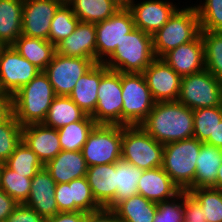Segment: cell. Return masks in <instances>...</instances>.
I'll list each match as a JSON object with an SVG mask.
<instances>
[{
  "label": "cell",
  "mask_w": 222,
  "mask_h": 222,
  "mask_svg": "<svg viewBox=\"0 0 222 222\" xmlns=\"http://www.w3.org/2000/svg\"><path fill=\"white\" fill-rule=\"evenodd\" d=\"M201 32L198 13L194 5L178 9L167 23L152 35L156 58H162L176 47L195 40Z\"/></svg>",
  "instance_id": "277c9868"
},
{
  "label": "cell",
  "mask_w": 222,
  "mask_h": 222,
  "mask_svg": "<svg viewBox=\"0 0 222 222\" xmlns=\"http://www.w3.org/2000/svg\"><path fill=\"white\" fill-rule=\"evenodd\" d=\"M177 101L191 110L222 105V82L207 69L181 77Z\"/></svg>",
  "instance_id": "9c48e42d"
},
{
  "label": "cell",
  "mask_w": 222,
  "mask_h": 222,
  "mask_svg": "<svg viewBox=\"0 0 222 222\" xmlns=\"http://www.w3.org/2000/svg\"><path fill=\"white\" fill-rule=\"evenodd\" d=\"M158 203L140 194L119 202L112 210L121 222H153Z\"/></svg>",
  "instance_id": "f1b7e54d"
},
{
  "label": "cell",
  "mask_w": 222,
  "mask_h": 222,
  "mask_svg": "<svg viewBox=\"0 0 222 222\" xmlns=\"http://www.w3.org/2000/svg\"><path fill=\"white\" fill-rule=\"evenodd\" d=\"M60 5L56 0H24L21 34L48 40L51 21Z\"/></svg>",
  "instance_id": "e0dca14e"
},
{
  "label": "cell",
  "mask_w": 222,
  "mask_h": 222,
  "mask_svg": "<svg viewBox=\"0 0 222 222\" xmlns=\"http://www.w3.org/2000/svg\"><path fill=\"white\" fill-rule=\"evenodd\" d=\"M176 4L168 0H133L128 10L131 12L135 28L153 35L161 29L178 9Z\"/></svg>",
  "instance_id": "2e32d148"
},
{
  "label": "cell",
  "mask_w": 222,
  "mask_h": 222,
  "mask_svg": "<svg viewBox=\"0 0 222 222\" xmlns=\"http://www.w3.org/2000/svg\"><path fill=\"white\" fill-rule=\"evenodd\" d=\"M4 164H5V162L0 160V177H1V171H2V168H3Z\"/></svg>",
  "instance_id": "db71d44e"
},
{
  "label": "cell",
  "mask_w": 222,
  "mask_h": 222,
  "mask_svg": "<svg viewBox=\"0 0 222 222\" xmlns=\"http://www.w3.org/2000/svg\"><path fill=\"white\" fill-rule=\"evenodd\" d=\"M203 208L206 222H222V190L217 188H195L189 192Z\"/></svg>",
  "instance_id": "f35d334b"
},
{
  "label": "cell",
  "mask_w": 222,
  "mask_h": 222,
  "mask_svg": "<svg viewBox=\"0 0 222 222\" xmlns=\"http://www.w3.org/2000/svg\"><path fill=\"white\" fill-rule=\"evenodd\" d=\"M143 171L122 159L116 162V196L107 208L113 209L119 202L138 194L137 185Z\"/></svg>",
  "instance_id": "4dcf8cb0"
},
{
  "label": "cell",
  "mask_w": 222,
  "mask_h": 222,
  "mask_svg": "<svg viewBox=\"0 0 222 222\" xmlns=\"http://www.w3.org/2000/svg\"><path fill=\"white\" fill-rule=\"evenodd\" d=\"M95 64L92 59L68 57L55 52L43 72L48 76L56 96H69L77 81Z\"/></svg>",
  "instance_id": "30bf717a"
},
{
  "label": "cell",
  "mask_w": 222,
  "mask_h": 222,
  "mask_svg": "<svg viewBox=\"0 0 222 222\" xmlns=\"http://www.w3.org/2000/svg\"><path fill=\"white\" fill-rule=\"evenodd\" d=\"M155 58L152 35L134 28L103 64L121 73H142Z\"/></svg>",
  "instance_id": "3957f363"
},
{
  "label": "cell",
  "mask_w": 222,
  "mask_h": 222,
  "mask_svg": "<svg viewBox=\"0 0 222 222\" xmlns=\"http://www.w3.org/2000/svg\"><path fill=\"white\" fill-rule=\"evenodd\" d=\"M164 145L140 125L123 126L121 159L139 169L162 167Z\"/></svg>",
  "instance_id": "8992f818"
},
{
  "label": "cell",
  "mask_w": 222,
  "mask_h": 222,
  "mask_svg": "<svg viewBox=\"0 0 222 222\" xmlns=\"http://www.w3.org/2000/svg\"><path fill=\"white\" fill-rule=\"evenodd\" d=\"M5 165L14 172L31 179L44 167L37 155L22 141L5 161Z\"/></svg>",
  "instance_id": "e575fe53"
},
{
  "label": "cell",
  "mask_w": 222,
  "mask_h": 222,
  "mask_svg": "<svg viewBox=\"0 0 222 222\" xmlns=\"http://www.w3.org/2000/svg\"><path fill=\"white\" fill-rule=\"evenodd\" d=\"M22 142L37 155L43 165L62 151L58 130L42 123L23 126Z\"/></svg>",
  "instance_id": "d6986e66"
},
{
  "label": "cell",
  "mask_w": 222,
  "mask_h": 222,
  "mask_svg": "<svg viewBox=\"0 0 222 222\" xmlns=\"http://www.w3.org/2000/svg\"><path fill=\"white\" fill-rule=\"evenodd\" d=\"M196 162L194 182L186 191L190 192L195 188H216L217 172L222 163V149L202 143Z\"/></svg>",
  "instance_id": "484cf974"
},
{
  "label": "cell",
  "mask_w": 222,
  "mask_h": 222,
  "mask_svg": "<svg viewBox=\"0 0 222 222\" xmlns=\"http://www.w3.org/2000/svg\"><path fill=\"white\" fill-rule=\"evenodd\" d=\"M41 70L22 57L12 46L0 49V92L13 96Z\"/></svg>",
  "instance_id": "7c38bea8"
},
{
  "label": "cell",
  "mask_w": 222,
  "mask_h": 222,
  "mask_svg": "<svg viewBox=\"0 0 222 222\" xmlns=\"http://www.w3.org/2000/svg\"><path fill=\"white\" fill-rule=\"evenodd\" d=\"M109 70L103 63H96L75 84L69 97L86 115L91 116L98 100V87L101 77Z\"/></svg>",
  "instance_id": "603a6c76"
},
{
  "label": "cell",
  "mask_w": 222,
  "mask_h": 222,
  "mask_svg": "<svg viewBox=\"0 0 222 222\" xmlns=\"http://www.w3.org/2000/svg\"><path fill=\"white\" fill-rule=\"evenodd\" d=\"M12 114V96L0 92V124L6 121Z\"/></svg>",
  "instance_id": "c3c4849f"
},
{
  "label": "cell",
  "mask_w": 222,
  "mask_h": 222,
  "mask_svg": "<svg viewBox=\"0 0 222 222\" xmlns=\"http://www.w3.org/2000/svg\"><path fill=\"white\" fill-rule=\"evenodd\" d=\"M86 178L96 202L108 207L116 196V163L90 166Z\"/></svg>",
  "instance_id": "d4e9b609"
},
{
  "label": "cell",
  "mask_w": 222,
  "mask_h": 222,
  "mask_svg": "<svg viewBox=\"0 0 222 222\" xmlns=\"http://www.w3.org/2000/svg\"><path fill=\"white\" fill-rule=\"evenodd\" d=\"M22 141V126L12 114L0 124V160L5 162Z\"/></svg>",
  "instance_id": "ab89813d"
},
{
  "label": "cell",
  "mask_w": 222,
  "mask_h": 222,
  "mask_svg": "<svg viewBox=\"0 0 222 222\" xmlns=\"http://www.w3.org/2000/svg\"><path fill=\"white\" fill-rule=\"evenodd\" d=\"M96 63H103L116 49L117 44L130 33L135 24L128 9H120L113 16L95 23Z\"/></svg>",
  "instance_id": "4fadbf2b"
},
{
  "label": "cell",
  "mask_w": 222,
  "mask_h": 222,
  "mask_svg": "<svg viewBox=\"0 0 222 222\" xmlns=\"http://www.w3.org/2000/svg\"><path fill=\"white\" fill-rule=\"evenodd\" d=\"M95 125L94 119L86 115L81 121L73 122L58 129L62 150L81 151Z\"/></svg>",
  "instance_id": "d6a6232c"
},
{
  "label": "cell",
  "mask_w": 222,
  "mask_h": 222,
  "mask_svg": "<svg viewBox=\"0 0 222 222\" xmlns=\"http://www.w3.org/2000/svg\"><path fill=\"white\" fill-rule=\"evenodd\" d=\"M153 222H184V191L171 200L159 202Z\"/></svg>",
  "instance_id": "b9f144b4"
},
{
  "label": "cell",
  "mask_w": 222,
  "mask_h": 222,
  "mask_svg": "<svg viewBox=\"0 0 222 222\" xmlns=\"http://www.w3.org/2000/svg\"><path fill=\"white\" fill-rule=\"evenodd\" d=\"M184 222H206L201 204L187 191H184Z\"/></svg>",
  "instance_id": "7bdbcfd3"
},
{
  "label": "cell",
  "mask_w": 222,
  "mask_h": 222,
  "mask_svg": "<svg viewBox=\"0 0 222 222\" xmlns=\"http://www.w3.org/2000/svg\"><path fill=\"white\" fill-rule=\"evenodd\" d=\"M137 189L138 194L156 203L171 200L182 192L162 167L144 170Z\"/></svg>",
  "instance_id": "7402d4cb"
},
{
  "label": "cell",
  "mask_w": 222,
  "mask_h": 222,
  "mask_svg": "<svg viewBox=\"0 0 222 222\" xmlns=\"http://www.w3.org/2000/svg\"><path fill=\"white\" fill-rule=\"evenodd\" d=\"M18 204L12 197L0 189V222H6Z\"/></svg>",
  "instance_id": "bcb514c9"
},
{
  "label": "cell",
  "mask_w": 222,
  "mask_h": 222,
  "mask_svg": "<svg viewBox=\"0 0 222 222\" xmlns=\"http://www.w3.org/2000/svg\"><path fill=\"white\" fill-rule=\"evenodd\" d=\"M55 200L59 212L90 213L102 208L96 202L86 176L69 183L56 184Z\"/></svg>",
  "instance_id": "9a60e30c"
},
{
  "label": "cell",
  "mask_w": 222,
  "mask_h": 222,
  "mask_svg": "<svg viewBox=\"0 0 222 222\" xmlns=\"http://www.w3.org/2000/svg\"><path fill=\"white\" fill-rule=\"evenodd\" d=\"M56 183L50 173L43 167L32 178L30 195L25 206L35 210L44 218L52 217L59 213L55 200Z\"/></svg>",
  "instance_id": "ffe728a7"
},
{
  "label": "cell",
  "mask_w": 222,
  "mask_h": 222,
  "mask_svg": "<svg viewBox=\"0 0 222 222\" xmlns=\"http://www.w3.org/2000/svg\"><path fill=\"white\" fill-rule=\"evenodd\" d=\"M6 222H46V218L24 204H18Z\"/></svg>",
  "instance_id": "ee69618b"
},
{
  "label": "cell",
  "mask_w": 222,
  "mask_h": 222,
  "mask_svg": "<svg viewBox=\"0 0 222 222\" xmlns=\"http://www.w3.org/2000/svg\"><path fill=\"white\" fill-rule=\"evenodd\" d=\"M195 8L201 31L222 32V0H205Z\"/></svg>",
  "instance_id": "60d3db41"
},
{
  "label": "cell",
  "mask_w": 222,
  "mask_h": 222,
  "mask_svg": "<svg viewBox=\"0 0 222 222\" xmlns=\"http://www.w3.org/2000/svg\"><path fill=\"white\" fill-rule=\"evenodd\" d=\"M86 222H121L116 213L107 207L87 213Z\"/></svg>",
  "instance_id": "f6af8a7d"
},
{
  "label": "cell",
  "mask_w": 222,
  "mask_h": 222,
  "mask_svg": "<svg viewBox=\"0 0 222 222\" xmlns=\"http://www.w3.org/2000/svg\"><path fill=\"white\" fill-rule=\"evenodd\" d=\"M4 45L0 42V49L3 47Z\"/></svg>",
  "instance_id": "11a10c76"
},
{
  "label": "cell",
  "mask_w": 222,
  "mask_h": 222,
  "mask_svg": "<svg viewBox=\"0 0 222 222\" xmlns=\"http://www.w3.org/2000/svg\"><path fill=\"white\" fill-rule=\"evenodd\" d=\"M69 5L80 21L89 23L104 21L120 10L111 0H72Z\"/></svg>",
  "instance_id": "1f68e13d"
},
{
  "label": "cell",
  "mask_w": 222,
  "mask_h": 222,
  "mask_svg": "<svg viewBox=\"0 0 222 222\" xmlns=\"http://www.w3.org/2000/svg\"><path fill=\"white\" fill-rule=\"evenodd\" d=\"M193 137L199 141L214 146V131L222 121V105L193 110Z\"/></svg>",
  "instance_id": "836d02e7"
},
{
  "label": "cell",
  "mask_w": 222,
  "mask_h": 222,
  "mask_svg": "<svg viewBox=\"0 0 222 222\" xmlns=\"http://www.w3.org/2000/svg\"><path fill=\"white\" fill-rule=\"evenodd\" d=\"M59 1L61 4H70L72 0H56Z\"/></svg>",
  "instance_id": "f5cc1de1"
},
{
  "label": "cell",
  "mask_w": 222,
  "mask_h": 222,
  "mask_svg": "<svg viewBox=\"0 0 222 222\" xmlns=\"http://www.w3.org/2000/svg\"><path fill=\"white\" fill-rule=\"evenodd\" d=\"M55 97L48 76L41 71L12 96L13 115L22 127L43 123Z\"/></svg>",
  "instance_id": "7a4b0ae2"
},
{
  "label": "cell",
  "mask_w": 222,
  "mask_h": 222,
  "mask_svg": "<svg viewBox=\"0 0 222 222\" xmlns=\"http://www.w3.org/2000/svg\"><path fill=\"white\" fill-rule=\"evenodd\" d=\"M205 69L222 82V32L201 31Z\"/></svg>",
  "instance_id": "8d00e7d4"
},
{
  "label": "cell",
  "mask_w": 222,
  "mask_h": 222,
  "mask_svg": "<svg viewBox=\"0 0 222 222\" xmlns=\"http://www.w3.org/2000/svg\"><path fill=\"white\" fill-rule=\"evenodd\" d=\"M86 114L69 96H56L49 107L43 125L56 130L76 121H81Z\"/></svg>",
  "instance_id": "f546056e"
},
{
  "label": "cell",
  "mask_w": 222,
  "mask_h": 222,
  "mask_svg": "<svg viewBox=\"0 0 222 222\" xmlns=\"http://www.w3.org/2000/svg\"><path fill=\"white\" fill-rule=\"evenodd\" d=\"M202 143L192 137L164 145L162 168L181 191H186L194 182Z\"/></svg>",
  "instance_id": "5b68a950"
},
{
  "label": "cell",
  "mask_w": 222,
  "mask_h": 222,
  "mask_svg": "<svg viewBox=\"0 0 222 222\" xmlns=\"http://www.w3.org/2000/svg\"><path fill=\"white\" fill-rule=\"evenodd\" d=\"M86 219V212H59L52 217L46 218V222H86Z\"/></svg>",
  "instance_id": "7dc6e473"
},
{
  "label": "cell",
  "mask_w": 222,
  "mask_h": 222,
  "mask_svg": "<svg viewBox=\"0 0 222 222\" xmlns=\"http://www.w3.org/2000/svg\"><path fill=\"white\" fill-rule=\"evenodd\" d=\"M31 181V178L14 172L4 164L0 177V189L17 203L24 204L30 195Z\"/></svg>",
  "instance_id": "74e56055"
},
{
  "label": "cell",
  "mask_w": 222,
  "mask_h": 222,
  "mask_svg": "<svg viewBox=\"0 0 222 222\" xmlns=\"http://www.w3.org/2000/svg\"><path fill=\"white\" fill-rule=\"evenodd\" d=\"M214 146L222 149V121L214 131Z\"/></svg>",
  "instance_id": "681fc988"
},
{
  "label": "cell",
  "mask_w": 222,
  "mask_h": 222,
  "mask_svg": "<svg viewBox=\"0 0 222 222\" xmlns=\"http://www.w3.org/2000/svg\"><path fill=\"white\" fill-rule=\"evenodd\" d=\"M216 188L222 190V163L217 172Z\"/></svg>",
  "instance_id": "816d5d0a"
},
{
  "label": "cell",
  "mask_w": 222,
  "mask_h": 222,
  "mask_svg": "<svg viewBox=\"0 0 222 222\" xmlns=\"http://www.w3.org/2000/svg\"><path fill=\"white\" fill-rule=\"evenodd\" d=\"M122 86L121 72L108 70L98 87V100L91 117L96 124L122 126Z\"/></svg>",
  "instance_id": "8fae6325"
},
{
  "label": "cell",
  "mask_w": 222,
  "mask_h": 222,
  "mask_svg": "<svg viewBox=\"0 0 222 222\" xmlns=\"http://www.w3.org/2000/svg\"><path fill=\"white\" fill-rule=\"evenodd\" d=\"M12 46L17 52L34 66L44 71L51 62L56 47L49 41L41 38L20 35Z\"/></svg>",
  "instance_id": "4316f807"
},
{
  "label": "cell",
  "mask_w": 222,
  "mask_h": 222,
  "mask_svg": "<svg viewBox=\"0 0 222 222\" xmlns=\"http://www.w3.org/2000/svg\"><path fill=\"white\" fill-rule=\"evenodd\" d=\"M122 126H138L155 105L142 73H121Z\"/></svg>",
  "instance_id": "52a82bcc"
},
{
  "label": "cell",
  "mask_w": 222,
  "mask_h": 222,
  "mask_svg": "<svg viewBox=\"0 0 222 222\" xmlns=\"http://www.w3.org/2000/svg\"><path fill=\"white\" fill-rule=\"evenodd\" d=\"M24 0H0V42L12 45L21 35Z\"/></svg>",
  "instance_id": "83f0119b"
},
{
  "label": "cell",
  "mask_w": 222,
  "mask_h": 222,
  "mask_svg": "<svg viewBox=\"0 0 222 222\" xmlns=\"http://www.w3.org/2000/svg\"><path fill=\"white\" fill-rule=\"evenodd\" d=\"M142 74L156 103L177 101L181 76L162 58H155Z\"/></svg>",
  "instance_id": "5bb4252c"
},
{
  "label": "cell",
  "mask_w": 222,
  "mask_h": 222,
  "mask_svg": "<svg viewBox=\"0 0 222 222\" xmlns=\"http://www.w3.org/2000/svg\"><path fill=\"white\" fill-rule=\"evenodd\" d=\"M120 9H128L133 0H111Z\"/></svg>",
  "instance_id": "f907efd6"
},
{
  "label": "cell",
  "mask_w": 222,
  "mask_h": 222,
  "mask_svg": "<svg viewBox=\"0 0 222 222\" xmlns=\"http://www.w3.org/2000/svg\"><path fill=\"white\" fill-rule=\"evenodd\" d=\"M79 21L69 4H61L51 21L48 40L56 46L75 31Z\"/></svg>",
  "instance_id": "d590c367"
},
{
  "label": "cell",
  "mask_w": 222,
  "mask_h": 222,
  "mask_svg": "<svg viewBox=\"0 0 222 222\" xmlns=\"http://www.w3.org/2000/svg\"><path fill=\"white\" fill-rule=\"evenodd\" d=\"M44 168L50 173L55 183L60 184L85 177L88 165L82 151L62 150L54 159L49 160Z\"/></svg>",
  "instance_id": "cb8c5ba5"
},
{
  "label": "cell",
  "mask_w": 222,
  "mask_h": 222,
  "mask_svg": "<svg viewBox=\"0 0 222 222\" xmlns=\"http://www.w3.org/2000/svg\"><path fill=\"white\" fill-rule=\"evenodd\" d=\"M140 126L156 141L165 145L193 137V110L179 101L155 103Z\"/></svg>",
  "instance_id": "6da1fadb"
},
{
  "label": "cell",
  "mask_w": 222,
  "mask_h": 222,
  "mask_svg": "<svg viewBox=\"0 0 222 222\" xmlns=\"http://www.w3.org/2000/svg\"><path fill=\"white\" fill-rule=\"evenodd\" d=\"M122 136L121 125L96 124L81 150L88 167L112 164L120 160Z\"/></svg>",
  "instance_id": "ba28073f"
},
{
  "label": "cell",
  "mask_w": 222,
  "mask_h": 222,
  "mask_svg": "<svg viewBox=\"0 0 222 222\" xmlns=\"http://www.w3.org/2000/svg\"><path fill=\"white\" fill-rule=\"evenodd\" d=\"M162 59L181 77L204 70V43L201 34L195 40L167 52Z\"/></svg>",
  "instance_id": "ac0fdd59"
},
{
  "label": "cell",
  "mask_w": 222,
  "mask_h": 222,
  "mask_svg": "<svg viewBox=\"0 0 222 222\" xmlns=\"http://www.w3.org/2000/svg\"><path fill=\"white\" fill-rule=\"evenodd\" d=\"M56 52L68 57H82L96 62L95 23L79 21L75 31L56 46Z\"/></svg>",
  "instance_id": "44dd1931"
}]
</instances>
